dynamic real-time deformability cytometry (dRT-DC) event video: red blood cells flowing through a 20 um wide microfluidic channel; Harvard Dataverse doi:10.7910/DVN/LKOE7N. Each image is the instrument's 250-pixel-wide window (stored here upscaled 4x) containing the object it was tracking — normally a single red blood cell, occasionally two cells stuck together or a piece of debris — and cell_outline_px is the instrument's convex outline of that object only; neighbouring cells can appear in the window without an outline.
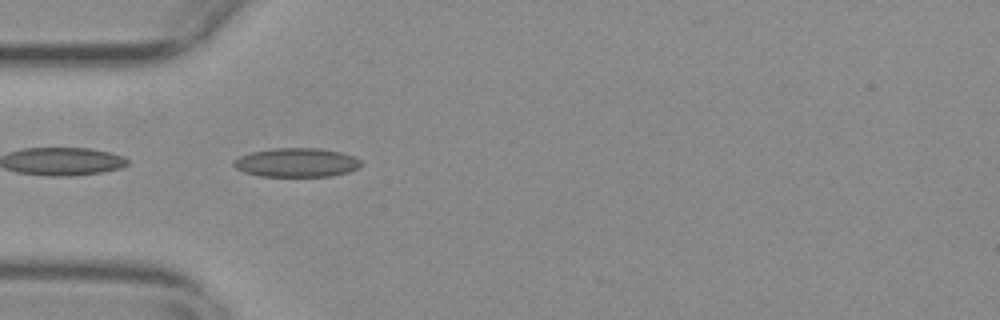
{"species": "common noctule bat (a hibernating species)", "species_latin": "Nyctalus noctula", "temperature_condition": "warm", "stored_images_in_passage": 35, "camera_frame_rate_fps": 3000, "um_per_image_px": 0.085, "animal": {"sex": "female", "body_mass_g": 29.2, "forearm_length_mm": 56.3}, "frame": {"image": 1, "passage_image": 1, "time_ms": 0.0, "image_size_px": [1000, 320], "cell_outline_px": [[360, 164], [356, 168], [348, 172], [332, 176], [260, 176], [244, 172], [236, 168], [232, 164], [232, 160], [240, 156], [252, 152], [276, 148], [320, 148], [340, 152], [352, 156], [360, 160]], "centroid_in_image_um": [25.17, 13.81], "position_along_channel_um": 59.8, "area_um2": 21.33}}
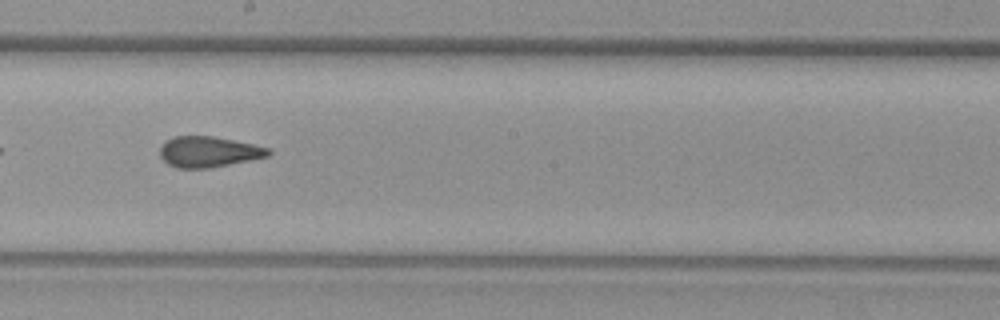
{"frame": {"image": 2, "passage_image": 15, "time_ms": 4.667, "image_size_px": [1000, 320], "cell_outline_px": [[272, 152], [268, 156], [208, 168], [176, 168], [168, 164], [160, 156], [160, 144], [164, 140], [172, 136], [212, 136], [252, 144], [268, 148]], "centroid_in_image_um": [17.66, 12.89], "position_along_channel_um": 230.5, "area_um2": 19.31}}
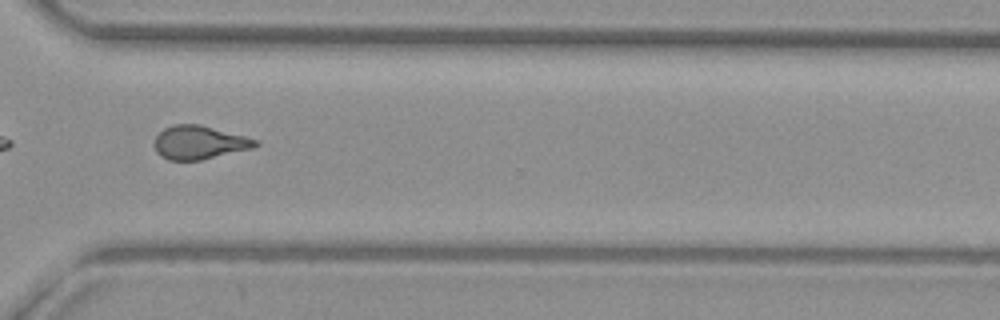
{"frame": {"image": 3, "passage_image": 25, "time_ms": 8.0, "image_size_px": [1000, 320], "cell_outline_px": [[260, 144], [256, 148], [200, 160], [168, 160], [160, 156], [156, 152], [152, 144], [156, 136], [164, 128], [172, 124], [200, 124], [244, 136], [256, 140]], "centroid_in_image_um": [16.91, 12.11], "position_along_channel_um": 353.7, "area_um2": 19.94}}